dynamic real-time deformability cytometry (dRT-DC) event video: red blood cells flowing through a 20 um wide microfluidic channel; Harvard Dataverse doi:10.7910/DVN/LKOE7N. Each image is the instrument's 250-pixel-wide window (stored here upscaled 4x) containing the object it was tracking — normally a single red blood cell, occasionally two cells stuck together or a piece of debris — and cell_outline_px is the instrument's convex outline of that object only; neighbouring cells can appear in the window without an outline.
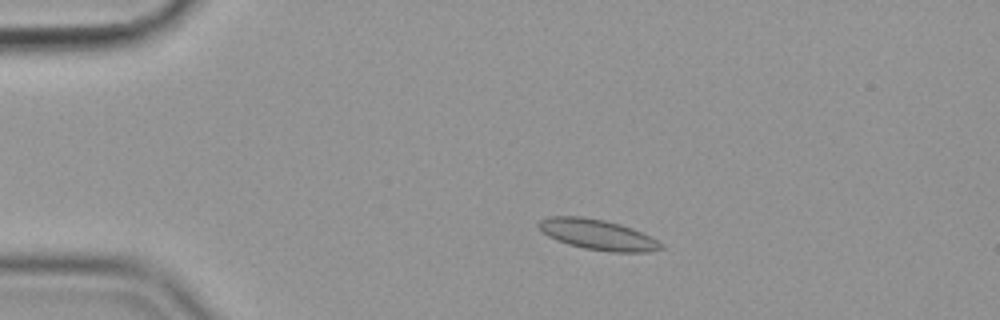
{"species": "common noctule bat (a hibernating species)", "species_latin": "Nyctalus noctula", "temperature_condition": "cold", "stored_images_in_passage": 56, "camera_frame_rate_fps": 3000, "um_per_image_px": 0.085, "animal": {"sex": "female", "body_mass_g": 19.9}, "frame": {"image": 1, "passage_image": 11, "time_ms": 3.333, "image_size_px": [1000, 320], "cell_outline_px": [[664, 248], [648, 252], [608, 252], [584, 248], [568, 244], [556, 240], [548, 236], [536, 224], [540, 220], [548, 216], [580, 216], [604, 220], [620, 224], [632, 228], [664, 244]], "centroid_in_image_um": [50.79, 19.94], "position_along_channel_um": 34.2, "area_um2": 21.62}}
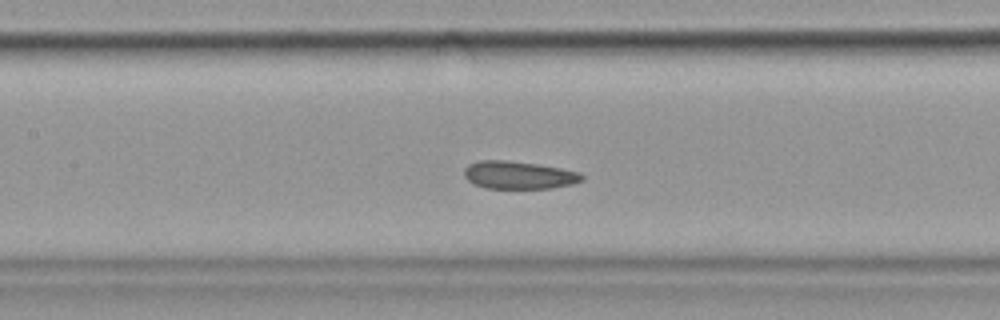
{"frame": {"image": 2, "passage_image": 26, "time_ms": 8.333, "image_size_px": [1000, 320], "cell_outline_px": [[584, 180], [572, 184], [552, 188], [484, 188], [472, 184], [464, 176], [464, 168], [468, 164], [480, 160], [504, 160], [536, 164], [560, 168], [580, 172], [584, 176]], "centroid_in_image_um": [44.08, 14.88], "position_along_channel_um": 163.3, "area_um2": 19.13}}
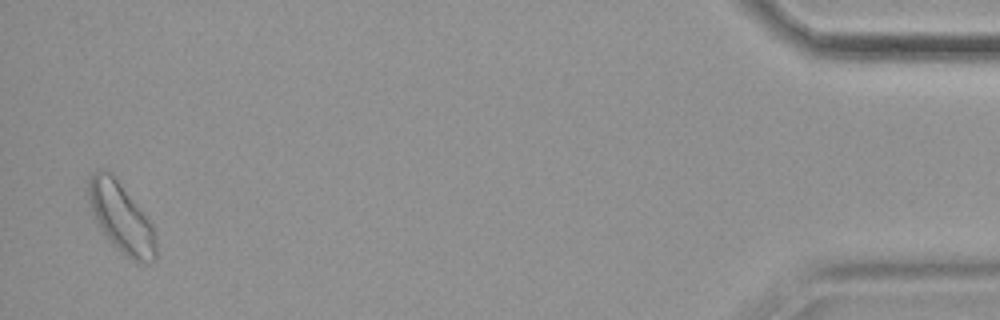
{"frame": {"image": 3, "passage_image": 55, "time_ms": 18.0, "image_size_px": [1000, 320], "cell_outline_px": [[156, 260], [148, 264], [144, 264], [132, 260], [112, 244], [104, 236], [92, 212], [84, 192], [88, 176], [92, 172], [100, 168], [104, 168], [112, 172], [152, 224], [156, 240]], "centroid_in_image_um": [10.24, 18.45], "position_along_channel_um": 425.0, "area_um2": 28.09}, "authors_computed_cell_mechanics": {"area_um2": 20.4901, "velocity_mm_per_s": 3.5317, "shape_relaxation_time_tau1_ms": null, "shape_relaxation_time_tau2_ms": 3.1559, "deformation_change_tau1": null, "deformation_change_tau2": 0.0847}}